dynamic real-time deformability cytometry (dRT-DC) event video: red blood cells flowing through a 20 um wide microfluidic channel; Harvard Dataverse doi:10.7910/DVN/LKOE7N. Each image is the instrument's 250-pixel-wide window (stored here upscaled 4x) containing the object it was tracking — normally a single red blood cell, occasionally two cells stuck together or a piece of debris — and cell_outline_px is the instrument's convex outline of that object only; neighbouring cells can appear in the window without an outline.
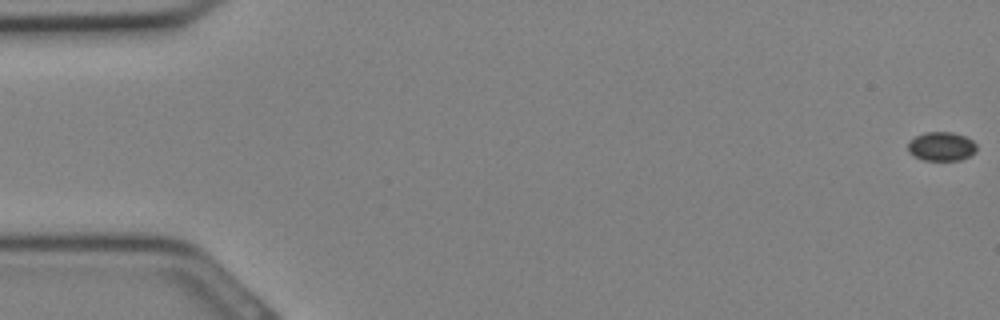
{"species": "Egyptian fruit bat (a non-hibernating species)", "species_latin": "Rousettus aegyptiacus", "temperature_condition": "cold", "stored_images_in_passage": 33, "camera_frame_rate_fps": 3000, "um_per_image_px": 0.085, "animal": {"sex": "female"}, "frame": {"image": 1, "passage_image": 1, "time_ms": 0.0, "image_size_px": [1000, 320], "cell_outline_px": [[976, 152], [960, 160], [924, 160], [912, 156], [908, 152], [908, 144], [916, 136], [924, 132], [952, 132], [964, 136], [972, 140], [976, 144]], "centroid_in_image_um": [80.01, 12.45], "position_along_channel_um": 5.0, "area_um2": 11.56}}
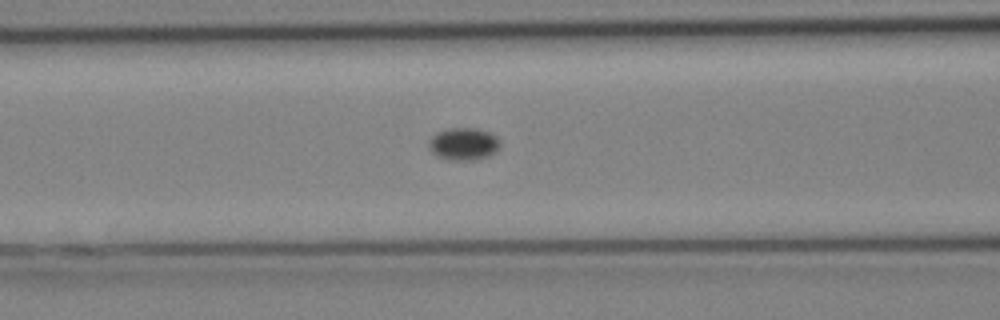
{"frame": {"image": 2, "passage_image": 14, "time_ms": 4.333, "image_size_px": [1000, 320], "cell_outline_px": [[500, 148], [496, 152], [488, 156], [472, 160], [448, 160], [436, 156], [428, 148], [428, 140], [432, 136], [448, 128], [476, 128], [488, 132], [496, 136], [500, 140]], "centroid_in_image_um": [39.4, 12.24], "position_along_channel_um": 127.2, "area_um2": 13.58}}
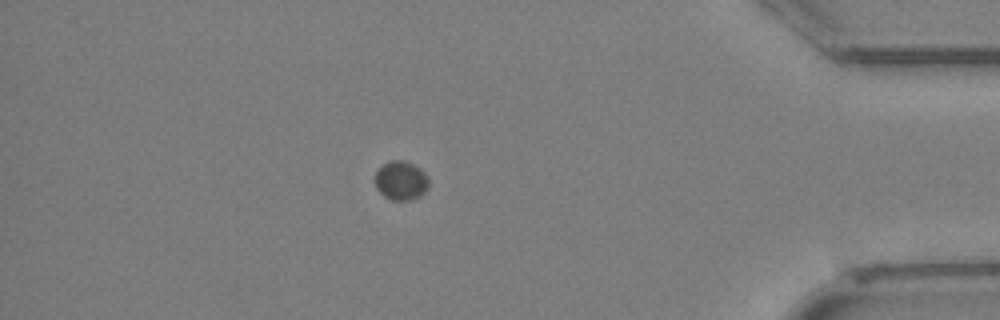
{"frame": {"image": 3, "passage_image": 29, "time_ms": 9.333, "image_size_px": [1000, 320], "cell_outline_px": [[428, 188], [420, 196], [412, 200], [392, 200], [384, 196], [376, 188], [376, 172], [388, 160], [404, 160], [420, 168], [428, 176]], "centroid_in_image_um": [34.1, 15.35], "position_along_channel_um": 401.1, "area_um2": 12.2}}